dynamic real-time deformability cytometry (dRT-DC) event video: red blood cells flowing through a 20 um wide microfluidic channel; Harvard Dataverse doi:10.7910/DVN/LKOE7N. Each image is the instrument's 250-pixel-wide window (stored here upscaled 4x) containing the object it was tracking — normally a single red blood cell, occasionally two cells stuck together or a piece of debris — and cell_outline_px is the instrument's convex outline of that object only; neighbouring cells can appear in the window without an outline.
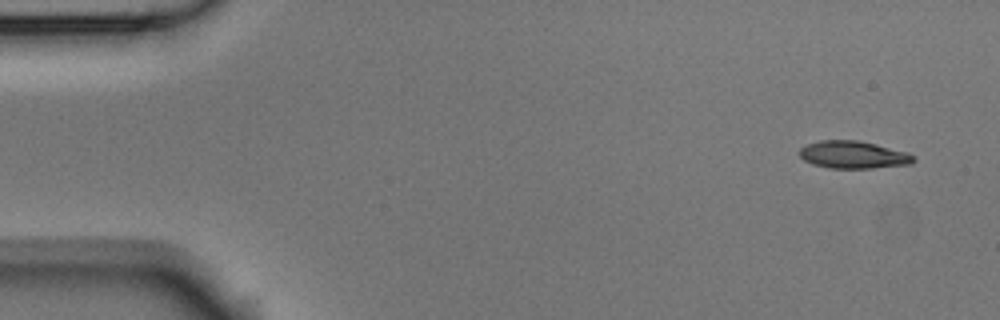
{"species": "Egyptian fruit bat (a non-hibernating species)", "species_latin": "Rousettus aegyptiacus", "temperature_condition": "room temperature", "stored_images_in_passage": 5, "camera_frame_rate_fps": 3000, "um_per_image_px": 0.085, "animal": {"sex": "male"}, "frame": {"image": 1, "passage_image": 1, "time_ms": 0.0, "image_size_px": [1000, 320], "cell_outline_px": [[916, 160], [912, 164], [872, 168], [828, 168], [812, 164], [804, 160], [800, 156], [800, 148], [808, 144], [820, 140], [856, 140], [876, 144], [908, 152], [916, 156]], "centroid_in_image_um": [72.57, 13.16], "position_along_channel_um": 12.4, "area_um2": 18.38}}
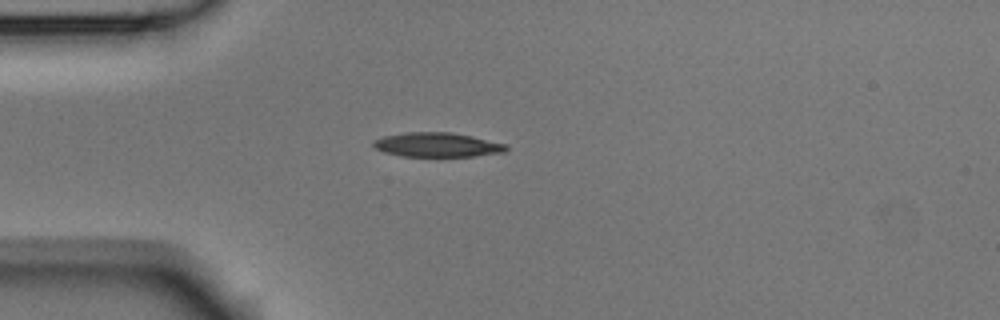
{"frame": {"image": 2, "passage_image": 4, "time_ms": 1.0, "image_size_px": [1000, 320], "cell_outline_px": [[508, 148], [504, 152], [472, 156], [404, 156], [384, 152], [376, 148], [372, 144], [372, 140], [384, 136], [404, 132], [452, 132], [472, 136], [508, 144]], "centroid_in_image_um": [37.16, 12.29], "position_along_channel_um": 47.8, "area_um2": 18.84}}